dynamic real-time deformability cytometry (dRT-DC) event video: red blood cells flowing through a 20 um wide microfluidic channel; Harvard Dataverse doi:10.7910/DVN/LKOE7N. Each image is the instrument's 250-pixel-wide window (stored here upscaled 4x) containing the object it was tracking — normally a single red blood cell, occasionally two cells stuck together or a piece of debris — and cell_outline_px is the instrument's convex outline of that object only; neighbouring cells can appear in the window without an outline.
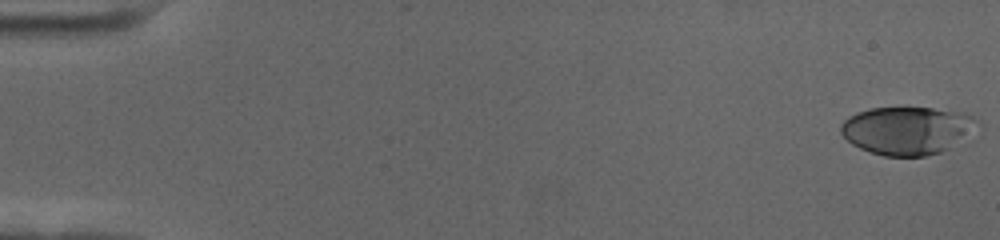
{"species": "human", "species_latin": "Homo sapiens", "temperature_condition": "cold", "stored_images_in_passage": 58, "camera_frame_rate_fps": 3000, "um_per_image_px": 0.085, "donor": {"sex": "female"}, "frame": {"image": 1, "passage_image": 1, "time_ms": 0.0, "image_size_px": [1000, 240], "cell_outline_px": [[984, 124], [972, 144], [924, 156], [884, 156], [860, 148], [852, 144], [840, 132], [840, 124], [844, 120], [856, 112], [872, 108], [932, 108], [964, 112], [980, 120]], "centroid_in_image_um": [77.37, 11.11], "position_along_channel_um": 7.6, "area_um2": 40.0}}
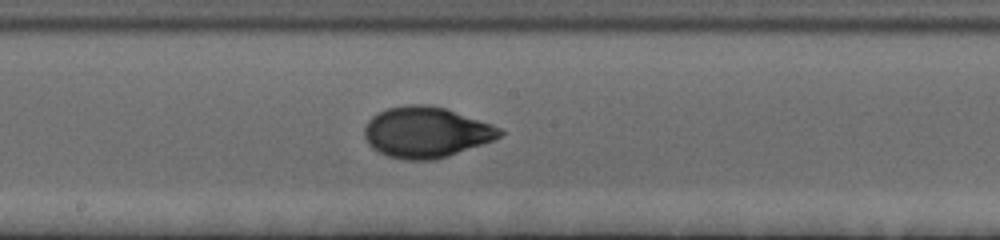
{"frame": {"image": 2, "passage_image": 32, "time_ms": 10.333, "image_size_px": [1000, 240], "cell_outline_px": [[504, 132], [500, 136], [492, 140], [448, 156], [432, 160], [404, 160], [388, 156], [372, 148], [368, 144], [364, 136], [364, 128], [368, 120], [372, 116], [388, 108], [408, 104], [428, 104], [444, 108], [492, 124], [500, 128]], "centroid_in_image_um": [36.19, 11.24], "position_along_channel_um": 212.0, "area_um2": 39.82}}
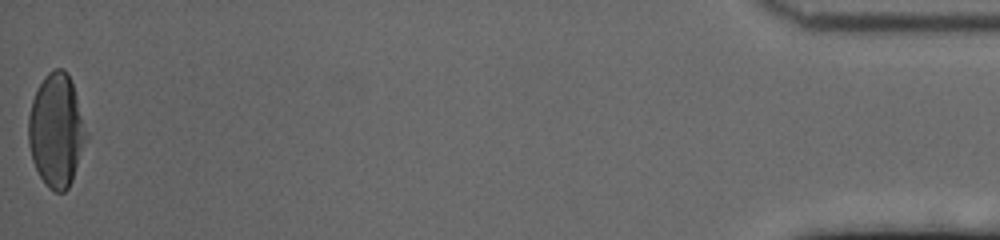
{"frame": {"image": 3, "passage_image": 58, "time_ms": 19.0, "image_size_px": [1000, 240], "cell_outline_px": [[88, 136], [72, 180], [68, 188], [64, 192], [56, 192], [48, 188], [44, 184], [32, 160], [28, 144], [28, 116], [32, 100], [36, 88], [44, 76], [48, 72], [56, 68], [64, 68], [68, 72], [76, 96]], "centroid_in_image_um": [4.77, 11.08], "position_along_channel_um": 430.4, "area_um2": 38.21}, "authors_computed_cell_mechanics": {"area_um2": 38.2636, "velocity_mm_per_s": 3.5378, "shape_relaxation_time_tau1_ms": 4.996, "shape_relaxation_time_tau2_ms": 0.9699, "deformation_change_tau1": 0.2049, "deformation_change_tau2": 0.041}}